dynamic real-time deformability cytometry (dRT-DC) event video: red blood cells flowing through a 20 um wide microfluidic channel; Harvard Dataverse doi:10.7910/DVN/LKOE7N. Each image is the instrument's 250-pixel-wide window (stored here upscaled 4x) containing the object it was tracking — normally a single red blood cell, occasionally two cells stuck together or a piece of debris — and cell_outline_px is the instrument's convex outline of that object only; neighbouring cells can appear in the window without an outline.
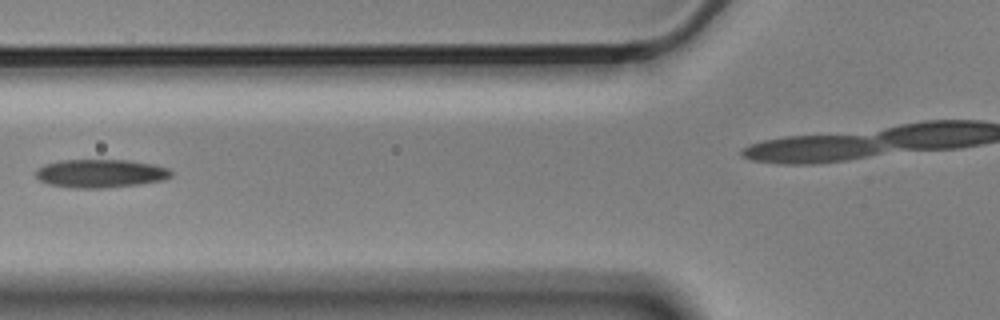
{"species": "Egyptian fruit bat (a non-hibernating species)", "species_latin": "Rousettus aegyptiacus", "temperature_condition": "cold", "stored_images_in_passage": 7, "segment_of_instrument_passage": [1, 2], "camera_frame_rate_fps": 3000, "um_per_image_px": 0.085, "animal": {"sex": "male"}, "frame": {"image": 1, "passage_image": 6, "time_ms": 1.667, "image_size_px": [1000, 320], "cell_outline_px": [[172, 176], [164, 180], [136, 184], [104, 188], [76, 188], [48, 184], [40, 180], [36, 176], [36, 172], [44, 164], [60, 160], [128, 160], [152, 164], [168, 168], [172, 172]], "centroid_in_image_um": [8.55, 14.74], "position_along_channel_um": 117.2, "area_um2": 22.2}}